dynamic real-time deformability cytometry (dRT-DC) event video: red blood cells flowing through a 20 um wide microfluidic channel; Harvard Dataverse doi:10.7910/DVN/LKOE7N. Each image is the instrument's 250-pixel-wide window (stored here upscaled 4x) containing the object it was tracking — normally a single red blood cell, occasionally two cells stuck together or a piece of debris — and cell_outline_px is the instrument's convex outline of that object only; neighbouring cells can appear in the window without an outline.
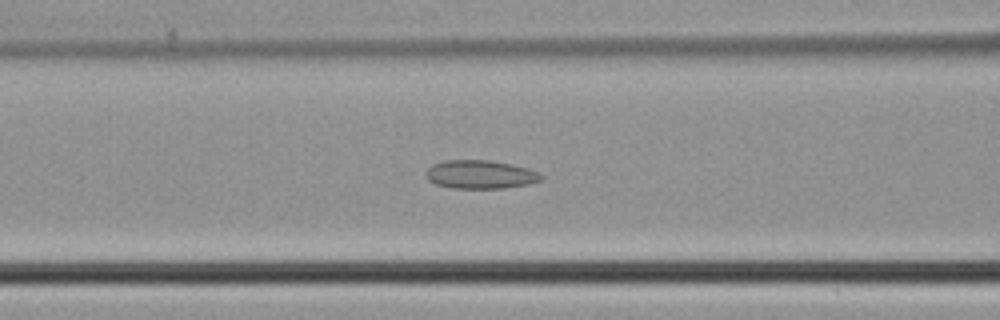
{"species": "common noctule bat (a hibernating species)", "species_latin": "Nyctalus noctula", "temperature_condition": "cold", "stored_images_in_passage": 28, "camera_frame_rate_fps": 3000, "um_per_image_px": 0.085, "animal": {"sex": "male", "body_mass_g": 21.5, "forearm_length_mm": 52.0}, "frame": {"image": 1, "passage_image": 7, "time_ms": 2.0, "image_size_px": [1000, 320], "cell_outline_px": [[544, 176], [540, 180], [528, 184], [504, 188], [452, 188], [436, 184], [428, 180], [424, 172], [432, 164], [444, 160], [488, 160], [512, 164], [540, 172]], "centroid_in_image_um": [40.81, 14.82], "position_along_channel_um": 125.8, "area_um2": 19.19}}
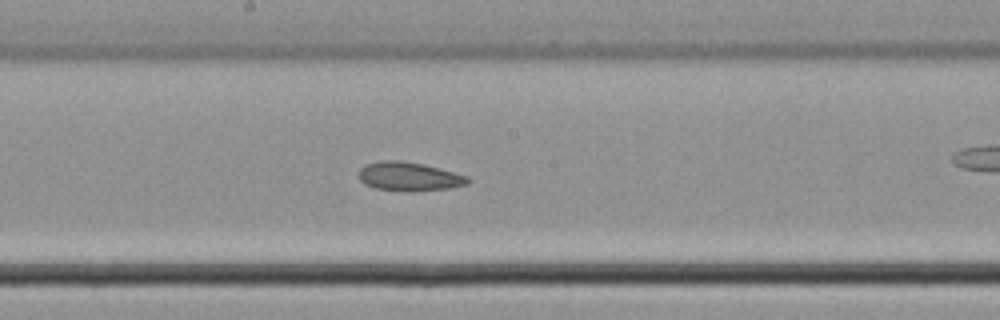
{"frame": {"image": 2, "passage_image": 13, "time_ms": 4.0, "image_size_px": [1000, 320], "cell_outline_px": [[472, 180], [468, 184], [448, 188], [376, 188], [364, 184], [360, 180], [360, 168], [364, 164], [380, 160], [400, 160], [424, 164], [468, 176]], "centroid_in_image_um": [34.76, 14.93], "position_along_channel_um": 213.4, "area_um2": 17.4}}
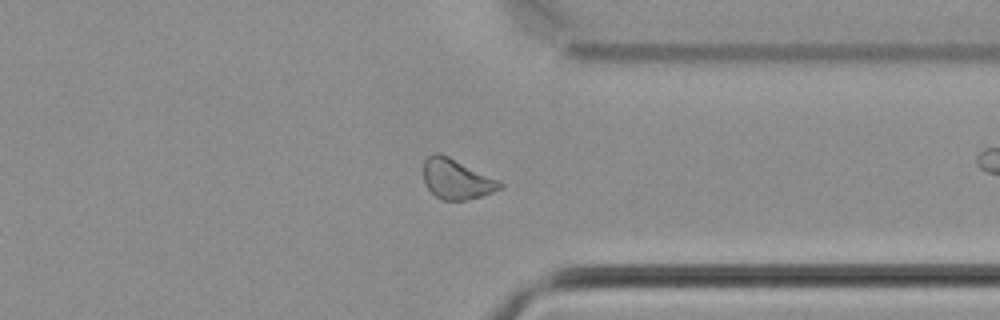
{"frame": {"image": 3, "passage_image": 24, "time_ms": 7.667, "image_size_px": [1000, 320], "cell_outline_px": [[504, 188], [468, 200], [444, 200], [436, 196], [428, 188], [424, 180], [424, 160], [428, 156], [436, 152], [440, 152], [500, 180], [504, 184]], "centroid_in_image_um": [38.83, 15.21], "position_along_channel_um": 372.6, "area_um2": 17.92}}